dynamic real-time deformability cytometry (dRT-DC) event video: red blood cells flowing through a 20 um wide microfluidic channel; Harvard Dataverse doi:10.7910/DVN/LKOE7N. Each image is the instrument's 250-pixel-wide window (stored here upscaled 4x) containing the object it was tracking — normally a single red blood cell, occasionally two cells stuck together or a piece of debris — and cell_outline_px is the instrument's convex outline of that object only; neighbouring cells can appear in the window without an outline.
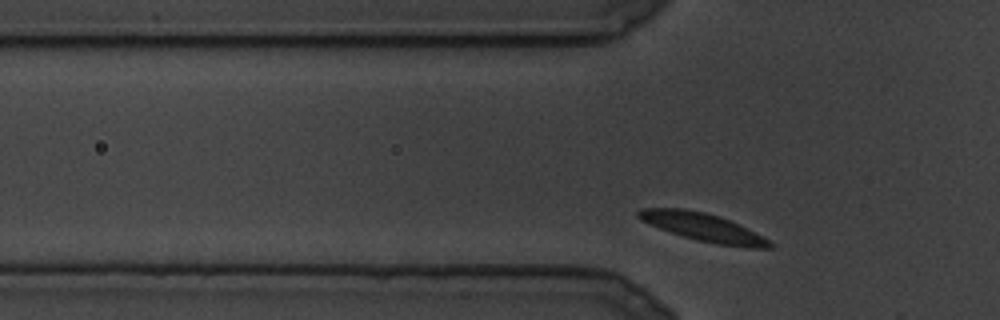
{"species": "common noctule bat (a hibernating species)", "species_latin": "Nyctalus noctula", "temperature_condition": "cold", "stored_images_in_passage": 65, "camera_frame_rate_fps": 3000, "um_per_image_px": 0.085, "animal": {"sex": "male", "body_mass_g": 19.5, "forearm_length_mm": 54.6}, "frame": {"image": 1, "passage_image": 6, "time_ms": 1.667, "image_size_px": [1000, 320], "cell_outline_px": [[776, 244], [772, 248], [752, 248], [720, 244], [696, 240], [660, 228], [640, 220], [636, 216], [636, 212], [644, 208], [684, 208], [704, 212], [720, 216]], "centroid_in_image_um": [59.72, 19.3], "position_along_channel_um": 66.1, "area_um2": 20.92}}
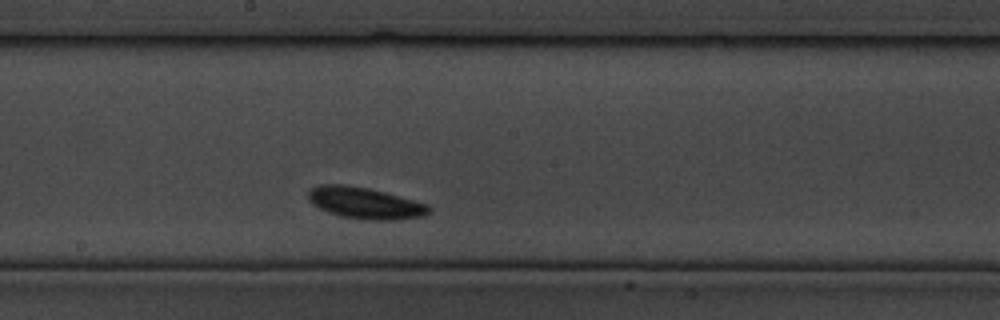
{"frame": {"image": 2, "passage_image": 32, "time_ms": 10.333, "image_size_px": [1000, 320], "cell_outline_px": [[432, 208], [424, 216], [396, 220], [368, 220], [340, 216], [328, 212], [312, 204], [308, 200], [308, 192], [312, 188], [320, 184], [344, 184], [368, 188], [384, 192], [428, 204]], "centroid_in_image_um": [31.02, 17.26], "position_along_channel_um": 217.2, "area_um2": 22.14}}
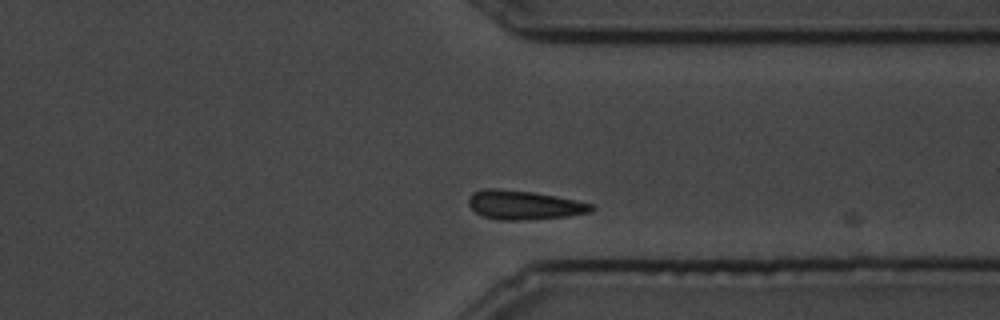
{"frame": {"image": 3, "passage_image": 57, "time_ms": 18.667, "image_size_px": [1000, 320], "cell_outline_px": [[596, 208], [592, 212], [568, 216], [520, 220], [500, 220], [484, 216], [476, 212], [468, 204], [468, 200], [472, 192], [484, 188], [496, 188], [532, 192], [556, 196], [592, 204]], "centroid_in_image_um": [44.54, 17.42], "position_along_channel_um": 366.9, "area_um2": 20.69}}